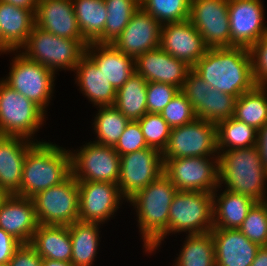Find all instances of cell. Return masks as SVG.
Segmentation results:
<instances>
[{
    "label": "cell",
    "instance_id": "obj_1",
    "mask_svg": "<svg viewBox=\"0 0 267 266\" xmlns=\"http://www.w3.org/2000/svg\"><path fill=\"white\" fill-rule=\"evenodd\" d=\"M211 88L239 98L252 90V61L249 48H208L192 68Z\"/></svg>",
    "mask_w": 267,
    "mask_h": 266
},
{
    "label": "cell",
    "instance_id": "obj_2",
    "mask_svg": "<svg viewBox=\"0 0 267 266\" xmlns=\"http://www.w3.org/2000/svg\"><path fill=\"white\" fill-rule=\"evenodd\" d=\"M218 169L220 187L224 184L225 189L256 202L267 200V171L258 145L222 151L218 155Z\"/></svg>",
    "mask_w": 267,
    "mask_h": 266
},
{
    "label": "cell",
    "instance_id": "obj_3",
    "mask_svg": "<svg viewBox=\"0 0 267 266\" xmlns=\"http://www.w3.org/2000/svg\"><path fill=\"white\" fill-rule=\"evenodd\" d=\"M70 175L69 149L52 142L36 143L26 154L20 196L31 198L40 191L59 185Z\"/></svg>",
    "mask_w": 267,
    "mask_h": 266
},
{
    "label": "cell",
    "instance_id": "obj_4",
    "mask_svg": "<svg viewBox=\"0 0 267 266\" xmlns=\"http://www.w3.org/2000/svg\"><path fill=\"white\" fill-rule=\"evenodd\" d=\"M177 191L163 173L127 201L137 212V223L145 252L168 231L169 209Z\"/></svg>",
    "mask_w": 267,
    "mask_h": 266
},
{
    "label": "cell",
    "instance_id": "obj_5",
    "mask_svg": "<svg viewBox=\"0 0 267 266\" xmlns=\"http://www.w3.org/2000/svg\"><path fill=\"white\" fill-rule=\"evenodd\" d=\"M213 229L212 193L177 191L169 209L168 231L146 252L152 254L170 233L203 234Z\"/></svg>",
    "mask_w": 267,
    "mask_h": 266
},
{
    "label": "cell",
    "instance_id": "obj_6",
    "mask_svg": "<svg viewBox=\"0 0 267 266\" xmlns=\"http://www.w3.org/2000/svg\"><path fill=\"white\" fill-rule=\"evenodd\" d=\"M87 45L85 40L59 37L35 25L20 52L57 74L59 69L74 71Z\"/></svg>",
    "mask_w": 267,
    "mask_h": 266
},
{
    "label": "cell",
    "instance_id": "obj_7",
    "mask_svg": "<svg viewBox=\"0 0 267 266\" xmlns=\"http://www.w3.org/2000/svg\"><path fill=\"white\" fill-rule=\"evenodd\" d=\"M45 111L0 80V135L34 138L44 124ZM33 138H32V137Z\"/></svg>",
    "mask_w": 267,
    "mask_h": 266
},
{
    "label": "cell",
    "instance_id": "obj_8",
    "mask_svg": "<svg viewBox=\"0 0 267 266\" xmlns=\"http://www.w3.org/2000/svg\"><path fill=\"white\" fill-rule=\"evenodd\" d=\"M18 52V53H17ZM14 54L9 75L2 81L41 107L45 112L54 91L55 73L29 59L20 50Z\"/></svg>",
    "mask_w": 267,
    "mask_h": 266
},
{
    "label": "cell",
    "instance_id": "obj_9",
    "mask_svg": "<svg viewBox=\"0 0 267 266\" xmlns=\"http://www.w3.org/2000/svg\"><path fill=\"white\" fill-rule=\"evenodd\" d=\"M31 199L41 225L68 226L79 221V186L72 175Z\"/></svg>",
    "mask_w": 267,
    "mask_h": 266
},
{
    "label": "cell",
    "instance_id": "obj_10",
    "mask_svg": "<svg viewBox=\"0 0 267 266\" xmlns=\"http://www.w3.org/2000/svg\"><path fill=\"white\" fill-rule=\"evenodd\" d=\"M163 173L178 191L213 193L219 186L218 156L163 158Z\"/></svg>",
    "mask_w": 267,
    "mask_h": 266
},
{
    "label": "cell",
    "instance_id": "obj_11",
    "mask_svg": "<svg viewBox=\"0 0 267 266\" xmlns=\"http://www.w3.org/2000/svg\"><path fill=\"white\" fill-rule=\"evenodd\" d=\"M217 126L196 118L182 126L171 128L163 158L218 156Z\"/></svg>",
    "mask_w": 267,
    "mask_h": 266
},
{
    "label": "cell",
    "instance_id": "obj_12",
    "mask_svg": "<svg viewBox=\"0 0 267 266\" xmlns=\"http://www.w3.org/2000/svg\"><path fill=\"white\" fill-rule=\"evenodd\" d=\"M71 175L77 181H98L118 183L120 155L112 146L93 141L80 149L70 150Z\"/></svg>",
    "mask_w": 267,
    "mask_h": 266
},
{
    "label": "cell",
    "instance_id": "obj_13",
    "mask_svg": "<svg viewBox=\"0 0 267 266\" xmlns=\"http://www.w3.org/2000/svg\"><path fill=\"white\" fill-rule=\"evenodd\" d=\"M162 153L151 147L120 156L118 187L128 201L163 174Z\"/></svg>",
    "mask_w": 267,
    "mask_h": 266
},
{
    "label": "cell",
    "instance_id": "obj_14",
    "mask_svg": "<svg viewBox=\"0 0 267 266\" xmlns=\"http://www.w3.org/2000/svg\"><path fill=\"white\" fill-rule=\"evenodd\" d=\"M188 20L208 48L231 47L228 0H190Z\"/></svg>",
    "mask_w": 267,
    "mask_h": 266
},
{
    "label": "cell",
    "instance_id": "obj_15",
    "mask_svg": "<svg viewBox=\"0 0 267 266\" xmlns=\"http://www.w3.org/2000/svg\"><path fill=\"white\" fill-rule=\"evenodd\" d=\"M77 182L79 221L103 224L115 216V212L120 208L119 204L125 200L117 184L98 181Z\"/></svg>",
    "mask_w": 267,
    "mask_h": 266
},
{
    "label": "cell",
    "instance_id": "obj_16",
    "mask_svg": "<svg viewBox=\"0 0 267 266\" xmlns=\"http://www.w3.org/2000/svg\"><path fill=\"white\" fill-rule=\"evenodd\" d=\"M261 0H228L231 47L250 48L267 31Z\"/></svg>",
    "mask_w": 267,
    "mask_h": 266
},
{
    "label": "cell",
    "instance_id": "obj_17",
    "mask_svg": "<svg viewBox=\"0 0 267 266\" xmlns=\"http://www.w3.org/2000/svg\"><path fill=\"white\" fill-rule=\"evenodd\" d=\"M160 47L191 68L208 50L203 37L189 20L163 24Z\"/></svg>",
    "mask_w": 267,
    "mask_h": 266
},
{
    "label": "cell",
    "instance_id": "obj_18",
    "mask_svg": "<svg viewBox=\"0 0 267 266\" xmlns=\"http://www.w3.org/2000/svg\"><path fill=\"white\" fill-rule=\"evenodd\" d=\"M161 26L154 17L139 7L112 44L136 59L141 54L160 47Z\"/></svg>",
    "mask_w": 267,
    "mask_h": 266
},
{
    "label": "cell",
    "instance_id": "obj_19",
    "mask_svg": "<svg viewBox=\"0 0 267 266\" xmlns=\"http://www.w3.org/2000/svg\"><path fill=\"white\" fill-rule=\"evenodd\" d=\"M191 69L186 63L171 56L161 47L147 51L135 59V72L147 82L168 83L180 90Z\"/></svg>",
    "mask_w": 267,
    "mask_h": 266
},
{
    "label": "cell",
    "instance_id": "obj_20",
    "mask_svg": "<svg viewBox=\"0 0 267 266\" xmlns=\"http://www.w3.org/2000/svg\"><path fill=\"white\" fill-rule=\"evenodd\" d=\"M39 226L31 198L10 195L0 207V228L21 244H29Z\"/></svg>",
    "mask_w": 267,
    "mask_h": 266
},
{
    "label": "cell",
    "instance_id": "obj_21",
    "mask_svg": "<svg viewBox=\"0 0 267 266\" xmlns=\"http://www.w3.org/2000/svg\"><path fill=\"white\" fill-rule=\"evenodd\" d=\"M216 266H250L260 246L238 229L213 228Z\"/></svg>",
    "mask_w": 267,
    "mask_h": 266
},
{
    "label": "cell",
    "instance_id": "obj_22",
    "mask_svg": "<svg viewBox=\"0 0 267 266\" xmlns=\"http://www.w3.org/2000/svg\"><path fill=\"white\" fill-rule=\"evenodd\" d=\"M35 25L59 37L84 40L72 0H38Z\"/></svg>",
    "mask_w": 267,
    "mask_h": 266
},
{
    "label": "cell",
    "instance_id": "obj_23",
    "mask_svg": "<svg viewBox=\"0 0 267 266\" xmlns=\"http://www.w3.org/2000/svg\"><path fill=\"white\" fill-rule=\"evenodd\" d=\"M36 143L19 136L0 135V187L10 195L20 196L26 154Z\"/></svg>",
    "mask_w": 267,
    "mask_h": 266
},
{
    "label": "cell",
    "instance_id": "obj_24",
    "mask_svg": "<svg viewBox=\"0 0 267 266\" xmlns=\"http://www.w3.org/2000/svg\"><path fill=\"white\" fill-rule=\"evenodd\" d=\"M85 54L102 71L116 91L135 73V59L118 50L113 44H88Z\"/></svg>",
    "mask_w": 267,
    "mask_h": 266
},
{
    "label": "cell",
    "instance_id": "obj_25",
    "mask_svg": "<svg viewBox=\"0 0 267 266\" xmlns=\"http://www.w3.org/2000/svg\"><path fill=\"white\" fill-rule=\"evenodd\" d=\"M74 72L81 93L94 104L93 106H114L116 90L86 54L81 57Z\"/></svg>",
    "mask_w": 267,
    "mask_h": 266
},
{
    "label": "cell",
    "instance_id": "obj_26",
    "mask_svg": "<svg viewBox=\"0 0 267 266\" xmlns=\"http://www.w3.org/2000/svg\"><path fill=\"white\" fill-rule=\"evenodd\" d=\"M34 26V12L0 1V32L11 50H21Z\"/></svg>",
    "mask_w": 267,
    "mask_h": 266
},
{
    "label": "cell",
    "instance_id": "obj_27",
    "mask_svg": "<svg viewBox=\"0 0 267 266\" xmlns=\"http://www.w3.org/2000/svg\"><path fill=\"white\" fill-rule=\"evenodd\" d=\"M213 197V228L238 229L256 201L252 198L225 189ZM219 195V196H218Z\"/></svg>",
    "mask_w": 267,
    "mask_h": 266
},
{
    "label": "cell",
    "instance_id": "obj_28",
    "mask_svg": "<svg viewBox=\"0 0 267 266\" xmlns=\"http://www.w3.org/2000/svg\"><path fill=\"white\" fill-rule=\"evenodd\" d=\"M43 258L71 263L72 244L68 226L41 225L29 243Z\"/></svg>",
    "mask_w": 267,
    "mask_h": 266
},
{
    "label": "cell",
    "instance_id": "obj_29",
    "mask_svg": "<svg viewBox=\"0 0 267 266\" xmlns=\"http://www.w3.org/2000/svg\"><path fill=\"white\" fill-rule=\"evenodd\" d=\"M99 223L76 221L69 225L73 266H91L95 260L99 240Z\"/></svg>",
    "mask_w": 267,
    "mask_h": 266
},
{
    "label": "cell",
    "instance_id": "obj_30",
    "mask_svg": "<svg viewBox=\"0 0 267 266\" xmlns=\"http://www.w3.org/2000/svg\"><path fill=\"white\" fill-rule=\"evenodd\" d=\"M72 4L84 40L96 43L104 34L108 14L104 0H72Z\"/></svg>",
    "mask_w": 267,
    "mask_h": 266
},
{
    "label": "cell",
    "instance_id": "obj_31",
    "mask_svg": "<svg viewBox=\"0 0 267 266\" xmlns=\"http://www.w3.org/2000/svg\"><path fill=\"white\" fill-rule=\"evenodd\" d=\"M114 106L130 121L147 113V80L136 72L116 91Z\"/></svg>",
    "mask_w": 267,
    "mask_h": 266
},
{
    "label": "cell",
    "instance_id": "obj_32",
    "mask_svg": "<svg viewBox=\"0 0 267 266\" xmlns=\"http://www.w3.org/2000/svg\"><path fill=\"white\" fill-rule=\"evenodd\" d=\"M216 126L219 154L222 151L258 145V131L234 117L219 121Z\"/></svg>",
    "mask_w": 267,
    "mask_h": 266
},
{
    "label": "cell",
    "instance_id": "obj_33",
    "mask_svg": "<svg viewBox=\"0 0 267 266\" xmlns=\"http://www.w3.org/2000/svg\"><path fill=\"white\" fill-rule=\"evenodd\" d=\"M267 86H255L235 103L234 118L259 131L267 123Z\"/></svg>",
    "mask_w": 267,
    "mask_h": 266
},
{
    "label": "cell",
    "instance_id": "obj_34",
    "mask_svg": "<svg viewBox=\"0 0 267 266\" xmlns=\"http://www.w3.org/2000/svg\"><path fill=\"white\" fill-rule=\"evenodd\" d=\"M174 266H216L211 232L186 235Z\"/></svg>",
    "mask_w": 267,
    "mask_h": 266
},
{
    "label": "cell",
    "instance_id": "obj_35",
    "mask_svg": "<svg viewBox=\"0 0 267 266\" xmlns=\"http://www.w3.org/2000/svg\"><path fill=\"white\" fill-rule=\"evenodd\" d=\"M104 2L108 14L104 34L96 43L112 44L139 9L140 0H104Z\"/></svg>",
    "mask_w": 267,
    "mask_h": 266
},
{
    "label": "cell",
    "instance_id": "obj_36",
    "mask_svg": "<svg viewBox=\"0 0 267 266\" xmlns=\"http://www.w3.org/2000/svg\"><path fill=\"white\" fill-rule=\"evenodd\" d=\"M92 127L97 134L94 142L114 147L130 120L115 106H99Z\"/></svg>",
    "mask_w": 267,
    "mask_h": 266
},
{
    "label": "cell",
    "instance_id": "obj_37",
    "mask_svg": "<svg viewBox=\"0 0 267 266\" xmlns=\"http://www.w3.org/2000/svg\"><path fill=\"white\" fill-rule=\"evenodd\" d=\"M140 7L161 25L189 19L190 0H140Z\"/></svg>",
    "mask_w": 267,
    "mask_h": 266
},
{
    "label": "cell",
    "instance_id": "obj_38",
    "mask_svg": "<svg viewBox=\"0 0 267 266\" xmlns=\"http://www.w3.org/2000/svg\"><path fill=\"white\" fill-rule=\"evenodd\" d=\"M238 230L260 247L267 246V200L254 203Z\"/></svg>",
    "mask_w": 267,
    "mask_h": 266
},
{
    "label": "cell",
    "instance_id": "obj_39",
    "mask_svg": "<svg viewBox=\"0 0 267 266\" xmlns=\"http://www.w3.org/2000/svg\"><path fill=\"white\" fill-rule=\"evenodd\" d=\"M237 98L215 89L204 96V120L217 124L234 116Z\"/></svg>",
    "mask_w": 267,
    "mask_h": 266
},
{
    "label": "cell",
    "instance_id": "obj_40",
    "mask_svg": "<svg viewBox=\"0 0 267 266\" xmlns=\"http://www.w3.org/2000/svg\"><path fill=\"white\" fill-rule=\"evenodd\" d=\"M138 123L147 146L155 148L162 153L167 146L171 127L162 118L161 114L147 112L138 120Z\"/></svg>",
    "mask_w": 267,
    "mask_h": 266
},
{
    "label": "cell",
    "instance_id": "obj_41",
    "mask_svg": "<svg viewBox=\"0 0 267 266\" xmlns=\"http://www.w3.org/2000/svg\"><path fill=\"white\" fill-rule=\"evenodd\" d=\"M171 128L185 125L197 118L192 104L179 91L160 113Z\"/></svg>",
    "mask_w": 267,
    "mask_h": 266
},
{
    "label": "cell",
    "instance_id": "obj_42",
    "mask_svg": "<svg viewBox=\"0 0 267 266\" xmlns=\"http://www.w3.org/2000/svg\"><path fill=\"white\" fill-rule=\"evenodd\" d=\"M211 89L193 69L188 72L180 91L192 104L197 118L204 120V96Z\"/></svg>",
    "mask_w": 267,
    "mask_h": 266
},
{
    "label": "cell",
    "instance_id": "obj_43",
    "mask_svg": "<svg viewBox=\"0 0 267 266\" xmlns=\"http://www.w3.org/2000/svg\"><path fill=\"white\" fill-rule=\"evenodd\" d=\"M179 91L168 83L147 82V112L160 114Z\"/></svg>",
    "mask_w": 267,
    "mask_h": 266
},
{
    "label": "cell",
    "instance_id": "obj_44",
    "mask_svg": "<svg viewBox=\"0 0 267 266\" xmlns=\"http://www.w3.org/2000/svg\"><path fill=\"white\" fill-rule=\"evenodd\" d=\"M147 147L140 124L138 121H130L113 148L122 156Z\"/></svg>",
    "mask_w": 267,
    "mask_h": 266
},
{
    "label": "cell",
    "instance_id": "obj_45",
    "mask_svg": "<svg viewBox=\"0 0 267 266\" xmlns=\"http://www.w3.org/2000/svg\"><path fill=\"white\" fill-rule=\"evenodd\" d=\"M249 51L256 86H267V31L249 48Z\"/></svg>",
    "mask_w": 267,
    "mask_h": 266
},
{
    "label": "cell",
    "instance_id": "obj_46",
    "mask_svg": "<svg viewBox=\"0 0 267 266\" xmlns=\"http://www.w3.org/2000/svg\"><path fill=\"white\" fill-rule=\"evenodd\" d=\"M43 258L30 244H21L8 262V266H42Z\"/></svg>",
    "mask_w": 267,
    "mask_h": 266
},
{
    "label": "cell",
    "instance_id": "obj_47",
    "mask_svg": "<svg viewBox=\"0 0 267 266\" xmlns=\"http://www.w3.org/2000/svg\"><path fill=\"white\" fill-rule=\"evenodd\" d=\"M21 243L12 235L0 228V263L8 264Z\"/></svg>",
    "mask_w": 267,
    "mask_h": 266
},
{
    "label": "cell",
    "instance_id": "obj_48",
    "mask_svg": "<svg viewBox=\"0 0 267 266\" xmlns=\"http://www.w3.org/2000/svg\"><path fill=\"white\" fill-rule=\"evenodd\" d=\"M258 147L264 168L267 171V123L258 131Z\"/></svg>",
    "mask_w": 267,
    "mask_h": 266
},
{
    "label": "cell",
    "instance_id": "obj_49",
    "mask_svg": "<svg viewBox=\"0 0 267 266\" xmlns=\"http://www.w3.org/2000/svg\"><path fill=\"white\" fill-rule=\"evenodd\" d=\"M5 3L36 12L38 0H0Z\"/></svg>",
    "mask_w": 267,
    "mask_h": 266
},
{
    "label": "cell",
    "instance_id": "obj_50",
    "mask_svg": "<svg viewBox=\"0 0 267 266\" xmlns=\"http://www.w3.org/2000/svg\"><path fill=\"white\" fill-rule=\"evenodd\" d=\"M250 266H267V246H261Z\"/></svg>",
    "mask_w": 267,
    "mask_h": 266
},
{
    "label": "cell",
    "instance_id": "obj_51",
    "mask_svg": "<svg viewBox=\"0 0 267 266\" xmlns=\"http://www.w3.org/2000/svg\"><path fill=\"white\" fill-rule=\"evenodd\" d=\"M42 266H73L72 263L59 260L43 259Z\"/></svg>",
    "mask_w": 267,
    "mask_h": 266
},
{
    "label": "cell",
    "instance_id": "obj_52",
    "mask_svg": "<svg viewBox=\"0 0 267 266\" xmlns=\"http://www.w3.org/2000/svg\"><path fill=\"white\" fill-rule=\"evenodd\" d=\"M11 53L12 50L3 42L2 36H1V32H0V53L4 54V53Z\"/></svg>",
    "mask_w": 267,
    "mask_h": 266
},
{
    "label": "cell",
    "instance_id": "obj_53",
    "mask_svg": "<svg viewBox=\"0 0 267 266\" xmlns=\"http://www.w3.org/2000/svg\"><path fill=\"white\" fill-rule=\"evenodd\" d=\"M10 196V194L2 187H0V207L3 205L4 201Z\"/></svg>",
    "mask_w": 267,
    "mask_h": 266
},
{
    "label": "cell",
    "instance_id": "obj_54",
    "mask_svg": "<svg viewBox=\"0 0 267 266\" xmlns=\"http://www.w3.org/2000/svg\"><path fill=\"white\" fill-rule=\"evenodd\" d=\"M0 266H8V264H1V263H0Z\"/></svg>",
    "mask_w": 267,
    "mask_h": 266
}]
</instances>
